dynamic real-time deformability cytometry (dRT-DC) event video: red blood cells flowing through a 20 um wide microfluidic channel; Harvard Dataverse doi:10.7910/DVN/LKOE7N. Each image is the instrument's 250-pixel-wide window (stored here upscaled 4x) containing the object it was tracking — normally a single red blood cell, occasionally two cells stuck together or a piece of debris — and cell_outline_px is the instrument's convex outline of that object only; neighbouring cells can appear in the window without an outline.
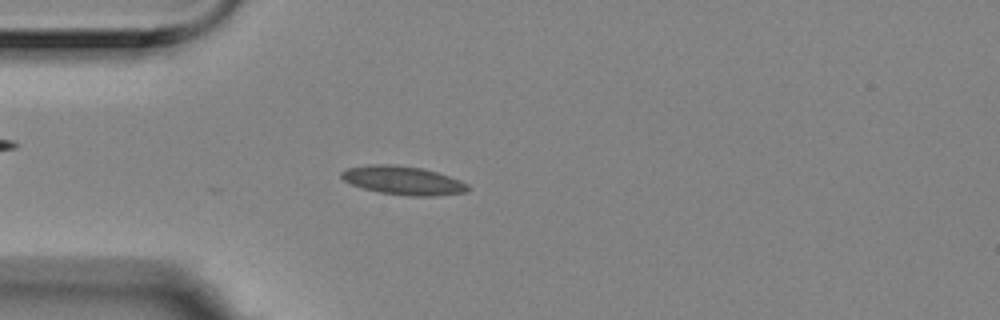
{"species": "Egyptian fruit bat (a non-hibernating species)", "species_latin": "Rousettus aegyptiacus", "temperature_condition": "room temperature", "stored_images_in_passage": 5, "camera_frame_rate_fps": 3000, "um_per_image_px": 0.085, "animal": {"sex": "female"}, "frame": {"image": 1, "passage_image": 4, "time_ms": 1.0, "image_size_px": [1000, 320], "cell_outline_px": [[472, 188], [468, 192], [432, 196], [408, 196], [380, 192], [364, 188], [352, 184], [344, 180], [340, 176], [340, 172], [348, 168], [368, 164], [392, 164], [424, 168], [460, 180], [468, 184]], "centroid_in_image_um": [34.29, 15.33], "position_along_channel_um": 50.7, "area_um2": 21.15}}